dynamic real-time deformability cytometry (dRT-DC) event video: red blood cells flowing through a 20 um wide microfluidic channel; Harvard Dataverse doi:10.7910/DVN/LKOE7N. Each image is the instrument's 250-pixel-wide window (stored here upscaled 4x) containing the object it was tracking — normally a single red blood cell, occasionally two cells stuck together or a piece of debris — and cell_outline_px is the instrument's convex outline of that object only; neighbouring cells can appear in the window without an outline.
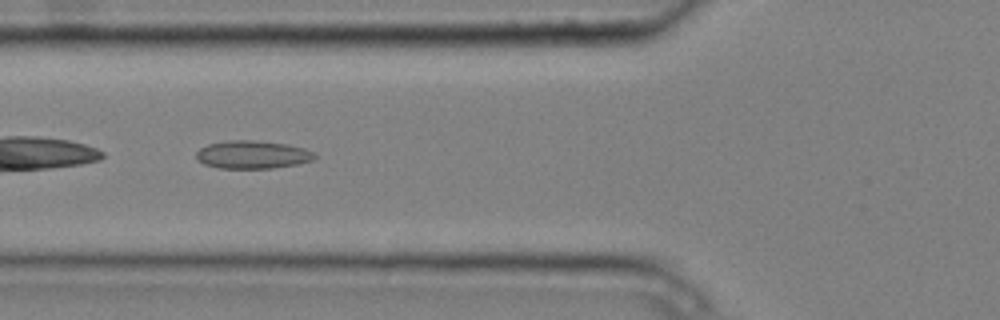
{"species": "common noctule bat (a hibernating species)", "species_latin": "Nyctalus noctula", "temperature_condition": "cold", "stored_images_in_passage": 9, "camera_frame_rate_fps": 3000, "um_per_image_px": 0.085, "animal": {"sex": "male", "body_mass_g": 20.4}, "frame": {"image": 1, "passage_image": 6, "time_ms": 1.667, "image_size_px": [1000, 320], "cell_outline_px": [[316, 156], [312, 160], [296, 164], [272, 168], [216, 168], [204, 164], [196, 160], [196, 152], [200, 148], [208, 144], [228, 140], [252, 140], [288, 144], [304, 148], [312, 152]], "centroid_in_image_um": [21.41, 13.14], "position_along_channel_um": 104.4, "area_um2": 19.31}}
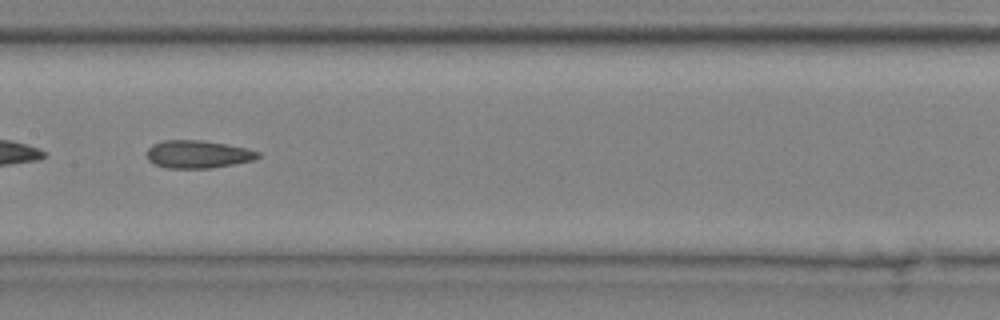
{"frame": {"image": 2, "passage_image": 8, "time_ms": 2.333, "image_size_px": [1000, 320], "cell_outline_px": [[260, 156], [252, 160], [232, 164], [208, 168], [168, 168], [152, 164], [148, 160], [148, 148], [152, 144], [164, 140], [204, 140], [228, 144], [248, 148], [260, 152]], "centroid_in_image_um": [16.81, 13.1], "position_along_channel_um": 190.6, "area_um2": 18.03}}
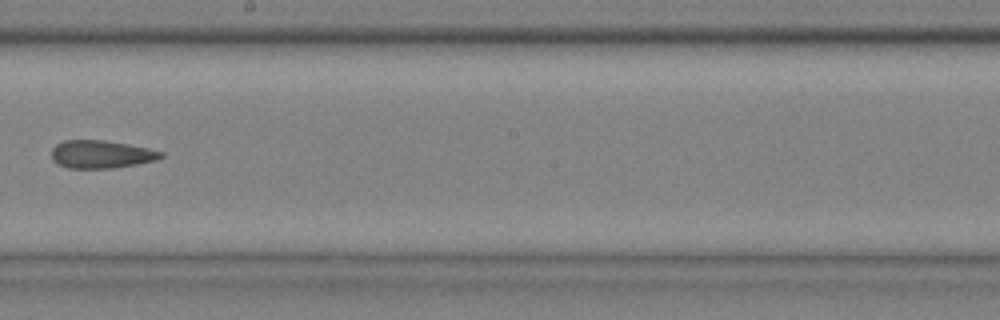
{"frame": {"image": 3, "passage_image": 9, "time_ms": 2.667, "image_size_px": [1000, 320], "cell_outline_px": [[164, 156], [156, 160], [136, 164], [112, 168], [68, 168], [56, 164], [52, 160], [52, 148], [56, 144], [64, 140], [104, 140], [128, 144], [148, 148], [164, 152]], "centroid_in_image_um": [8.58, 13.11], "position_along_channel_um": 239.6, "area_um2": 17.86}}